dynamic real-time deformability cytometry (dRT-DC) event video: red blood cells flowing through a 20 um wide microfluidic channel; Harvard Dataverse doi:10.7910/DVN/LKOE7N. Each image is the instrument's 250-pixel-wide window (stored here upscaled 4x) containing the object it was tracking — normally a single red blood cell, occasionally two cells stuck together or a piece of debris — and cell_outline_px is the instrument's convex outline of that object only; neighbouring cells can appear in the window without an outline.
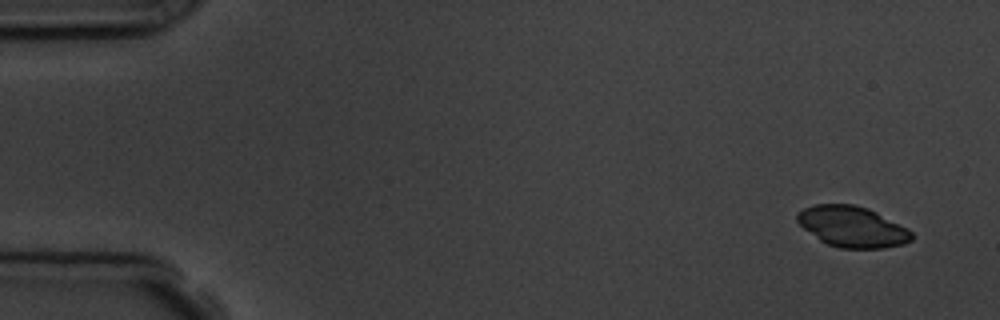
{"species": "common noctule bat (a hibernating species)", "species_latin": "Nyctalus noctula", "temperature_condition": "room temperature", "stored_images_in_passage": 4, "camera_frame_rate_fps": 3000, "um_per_image_px": 0.085, "animal": {"sex": "male", "body_mass_g": 19.5, "forearm_length_mm": 54.6}, "frame": {"image": 1, "passage_image": 1, "time_ms": 0.0, "image_size_px": [1000, 320], "cell_outline_px": [[912, 240], [904, 244], [884, 248], [840, 248], [828, 244], [820, 240], [804, 228], [796, 220], [796, 216], [804, 208], [816, 204], [852, 204], [868, 208], [908, 228], [912, 232]], "centroid_in_image_um": [72.47, 19.27], "position_along_channel_um": 12.5, "area_um2": 27.05}}
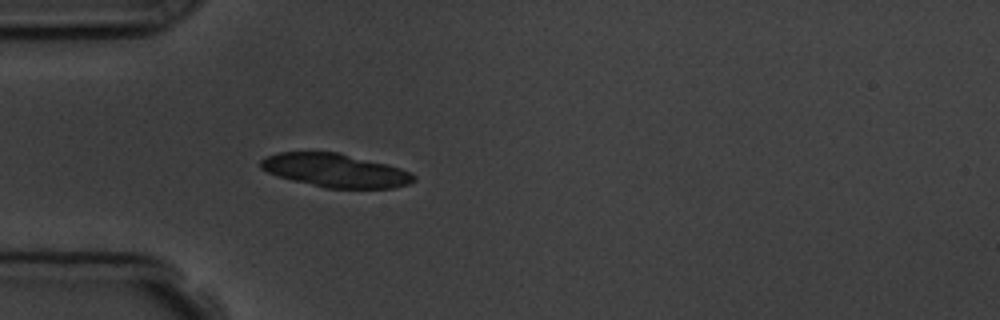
{"frame": {"image": 2, "passage_image": 4, "time_ms": 4.333, "image_size_px": [1000, 320], "cell_outline_px": [[416, 180], [408, 184], [392, 188], [324, 188], [276, 176], [260, 168], [260, 160], [268, 156], [280, 152], [340, 152], [388, 164], [400, 168], [416, 176]], "centroid_in_image_um": [28.51, 14.49], "position_along_channel_um": 56.5, "area_um2": 29.94}}